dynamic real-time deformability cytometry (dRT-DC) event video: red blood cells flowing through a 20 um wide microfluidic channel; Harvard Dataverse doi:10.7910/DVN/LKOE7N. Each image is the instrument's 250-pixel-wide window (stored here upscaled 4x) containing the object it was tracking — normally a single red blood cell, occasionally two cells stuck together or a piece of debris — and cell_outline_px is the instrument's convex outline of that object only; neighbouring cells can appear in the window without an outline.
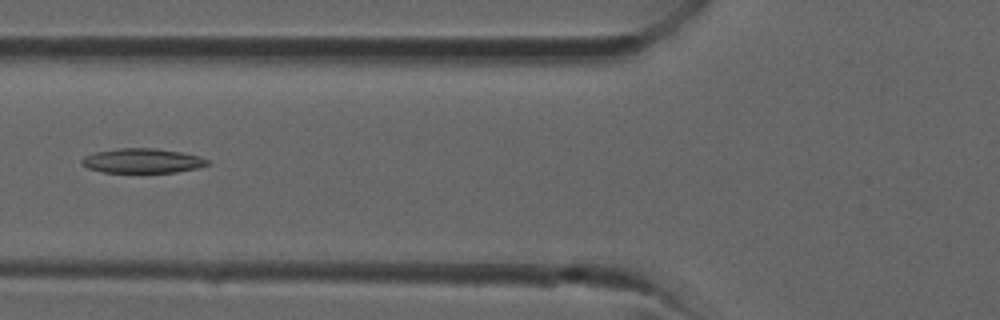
{"species": "common noctule bat (a hibernating species)", "species_latin": "Nyctalus noctula", "temperature_condition": "room temperature", "stored_images_in_passage": 34, "camera_frame_rate_fps": 3000, "um_per_image_px": 0.085, "animal": {"sex": "male", "forearm_length_mm": 52.5}, "frame": {"image": 1, "passage_image": 13, "time_ms": 4.0, "image_size_px": [1000, 320], "cell_outline_px": [[212, 164], [196, 168], [176, 172], [104, 172], [88, 168], [80, 164], [80, 160], [84, 156], [96, 152], [120, 148], [156, 148], [180, 152], [200, 156], [212, 160]], "centroid_in_image_um": [12.14, 13.66], "position_along_channel_um": 113.7, "area_um2": 18.09}}
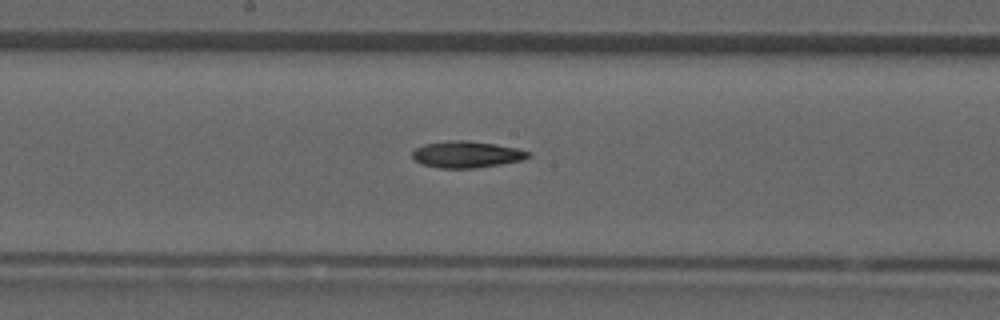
{"frame": {"image": 2, "passage_image": 18, "time_ms": 5.667, "image_size_px": [1000, 320], "cell_outline_px": [[532, 156], [524, 160], [476, 168], [440, 168], [420, 164], [412, 156], [412, 152], [416, 148], [424, 144], [452, 140], [464, 140], [492, 144], [516, 148], [532, 152]], "centroid_in_image_um": [39.68, 13.13], "position_along_channel_um": 208.5, "area_um2": 17.92}}
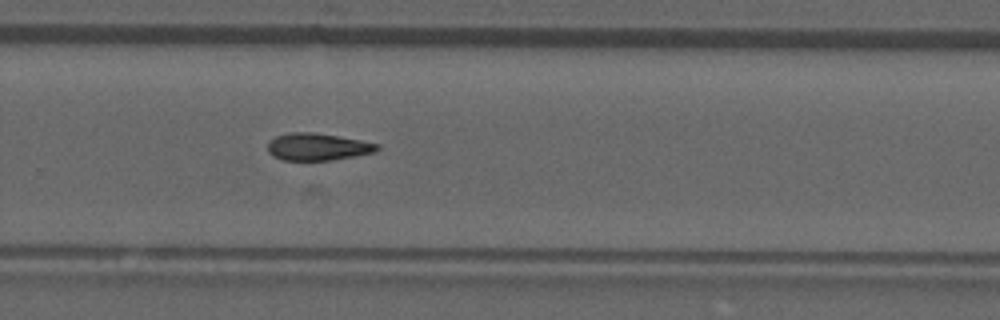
{"frame": {"image": 3, "passage_image": 23, "time_ms": 7.333, "image_size_px": [1000, 320], "cell_outline_px": [[380, 148], [376, 152], [332, 160], [284, 160], [272, 156], [268, 152], [268, 140], [276, 136], [288, 132], [312, 132], [360, 140], [380, 144]], "centroid_in_image_um": [26.98, 12.48], "position_along_channel_um": 302.8, "area_um2": 17.4}}